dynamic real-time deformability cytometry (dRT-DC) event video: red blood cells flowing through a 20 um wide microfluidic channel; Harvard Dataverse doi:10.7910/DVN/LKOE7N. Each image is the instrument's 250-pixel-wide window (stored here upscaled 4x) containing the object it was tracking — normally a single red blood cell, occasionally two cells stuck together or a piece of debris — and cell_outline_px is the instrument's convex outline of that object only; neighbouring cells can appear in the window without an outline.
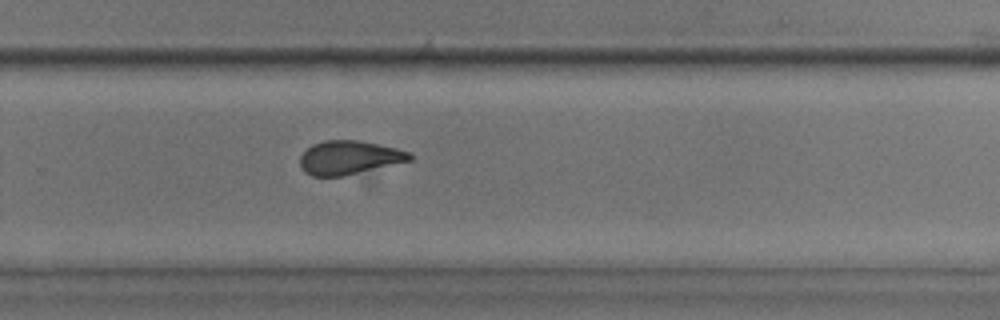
{"species": "common noctule bat (a hibernating species)", "species_latin": "Nyctalus noctula", "temperature_condition": "room temperature", "stored_images_in_passage": 59, "camera_frame_rate_fps": 3000, "um_per_image_px": 0.085, "animal": {"sex": "male", "body_mass_g": 17.9, "forearm_length_mm": 54.2}, "frame": {"image": 1, "passage_image": 41, "time_ms": 13.333, "image_size_px": [1000, 320], "cell_outline_px": [[412, 160], [340, 176], [312, 176], [304, 172], [300, 164], [300, 156], [312, 144], [324, 140], [356, 140], [396, 148], [412, 152]], "centroid_in_image_um": [29.66, 13.38], "position_along_channel_um": 300.1, "area_um2": 21.27}}